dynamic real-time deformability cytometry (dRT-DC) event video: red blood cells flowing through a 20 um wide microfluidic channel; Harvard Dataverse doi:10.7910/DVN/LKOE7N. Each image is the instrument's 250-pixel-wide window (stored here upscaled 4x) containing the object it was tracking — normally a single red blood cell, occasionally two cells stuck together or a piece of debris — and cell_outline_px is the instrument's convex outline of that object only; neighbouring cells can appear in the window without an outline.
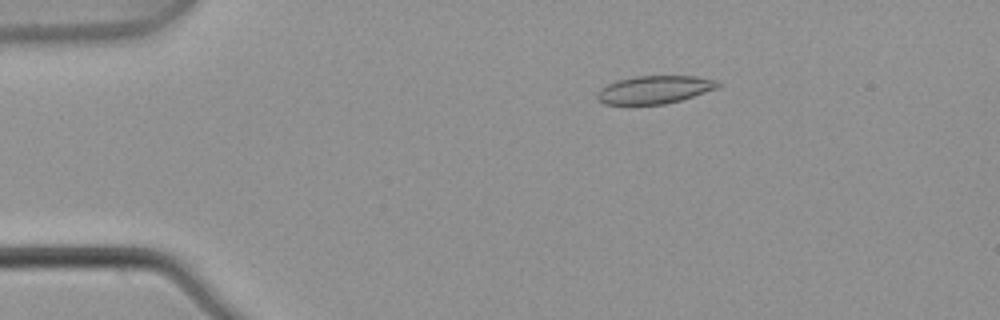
{"species": "common noctule bat (a hibernating species)", "species_latin": "Nyctalus noctula", "temperature_condition": "warm", "stored_images_in_passage": 6, "camera_frame_rate_fps": 3000, "um_per_image_px": 0.085, "animal": {"sex": "male", "body_mass_g": 21.5, "forearm_length_mm": 52.0}, "frame": {"image": 1, "passage_image": 3, "time_ms": 0.667, "image_size_px": [1000, 320], "cell_outline_px": [[724, 84], [720, 88], [680, 100], [664, 104], [604, 104], [596, 100], [596, 92], [600, 88], [616, 80], [636, 76], [696, 76], [720, 80]], "centroid_in_image_um": [55.68, 7.61], "position_along_channel_um": 29.3, "area_um2": 20.0}}
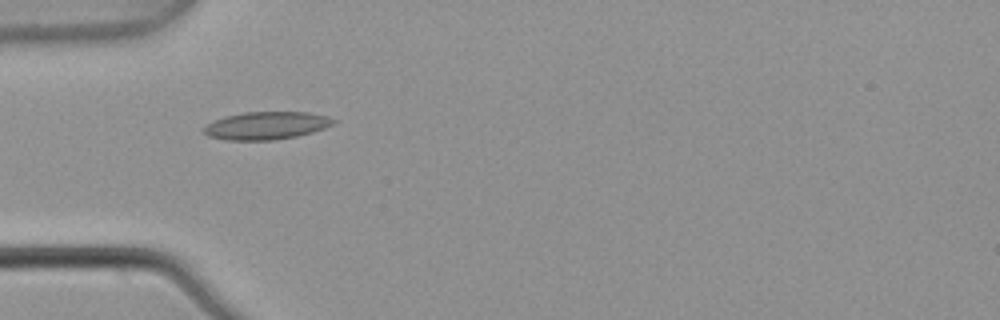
{"frame": {"image": 2, "passage_image": 5, "time_ms": 1.333, "image_size_px": [1000, 320], "cell_outline_px": [[336, 120], [332, 124], [324, 128], [312, 132], [296, 136], [272, 140], [228, 140], [208, 136], [200, 128], [212, 120], [224, 116], [244, 112], [308, 112], [328, 116]], "centroid_in_image_um": [22.58, 10.66], "position_along_channel_um": 62.4, "area_um2": 21.04}}
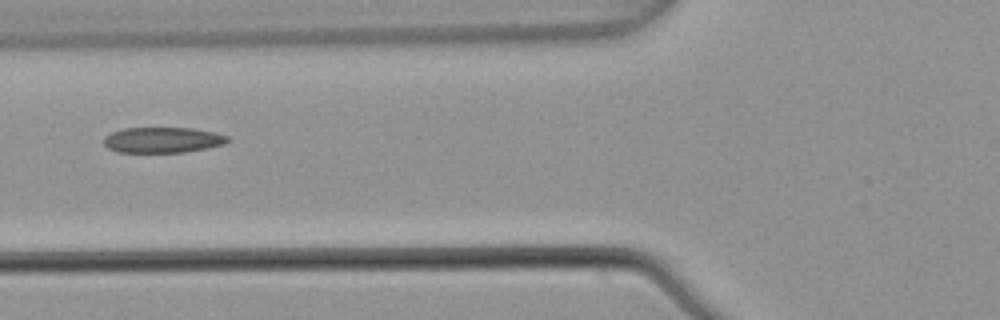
{"frame": {"image": 3, "passage_image": 6, "time_ms": 1.667, "image_size_px": [1000, 320], "cell_outline_px": [[232, 140], [224, 144], [184, 152], [116, 152], [108, 148], [104, 144], [104, 136], [112, 132], [124, 128], [192, 128], [212, 132], [228, 136]], "centroid_in_image_um": [13.81, 11.89], "position_along_channel_um": 112.0, "area_um2": 18.38}}